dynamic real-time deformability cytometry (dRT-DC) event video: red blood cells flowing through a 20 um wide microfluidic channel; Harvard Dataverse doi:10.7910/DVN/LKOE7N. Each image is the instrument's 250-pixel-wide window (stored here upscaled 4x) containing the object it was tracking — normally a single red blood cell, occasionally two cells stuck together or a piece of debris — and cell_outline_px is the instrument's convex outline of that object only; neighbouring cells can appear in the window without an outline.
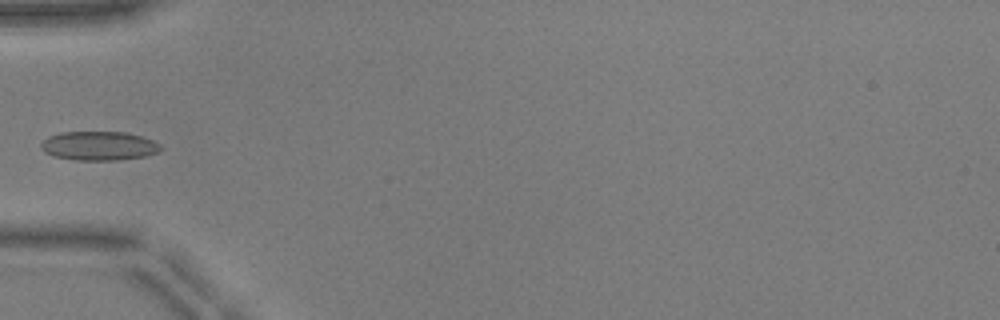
{"species": "common noctule bat (a hibernating species)", "species_latin": "Nyctalus noctula", "temperature_condition": "warm", "stored_images_in_passage": 35, "camera_frame_rate_fps": 3000, "um_per_image_px": 0.085, "animal": {"sex": "male", "body_mass_g": 17.9, "forearm_length_mm": 54.2}, "frame": {"image": 1, "passage_image": 1, "time_ms": 0.0, "image_size_px": [1000, 320], "cell_outline_px": [[164, 148], [160, 152], [144, 156], [120, 160], [76, 160], [52, 156], [44, 152], [40, 148], [40, 144], [48, 136], [60, 132], [124, 132], [140, 136], [152, 140], [160, 144]], "centroid_in_image_um": [8.4, 12.4], "position_along_channel_um": 76.6, "area_um2": 20.4}}
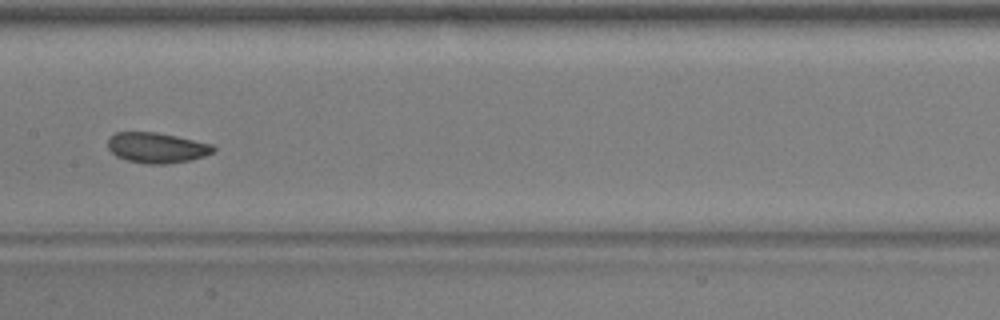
{"frame": {"image": 2, "passage_image": 10, "time_ms": 3.0, "image_size_px": [1000, 320], "cell_outline_px": [[216, 148], [212, 152], [204, 156], [192, 160], [164, 164], [144, 164], [128, 160], [116, 156], [108, 148], [108, 136], [116, 132], [156, 132], [176, 136], [212, 144]], "centroid_in_image_um": [13.3, 12.55], "position_along_channel_um": 194.1, "area_um2": 18.73}}
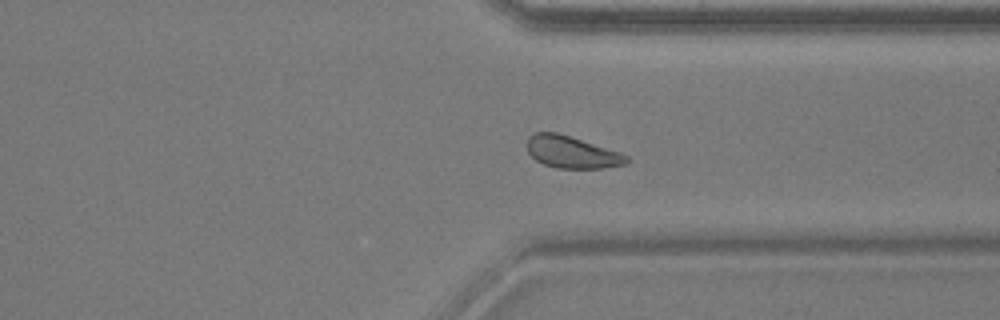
{"frame": {"image": 3, "passage_image": 23, "time_ms": 7.333, "image_size_px": [1000, 320], "cell_outline_px": [[628, 164], [604, 168], [556, 168], [544, 164], [536, 160], [528, 152], [528, 136], [536, 132], [556, 132], [620, 152], [628, 156]], "centroid_in_image_um": [48.61, 12.94], "position_along_channel_um": 362.8, "area_um2": 18.44}}